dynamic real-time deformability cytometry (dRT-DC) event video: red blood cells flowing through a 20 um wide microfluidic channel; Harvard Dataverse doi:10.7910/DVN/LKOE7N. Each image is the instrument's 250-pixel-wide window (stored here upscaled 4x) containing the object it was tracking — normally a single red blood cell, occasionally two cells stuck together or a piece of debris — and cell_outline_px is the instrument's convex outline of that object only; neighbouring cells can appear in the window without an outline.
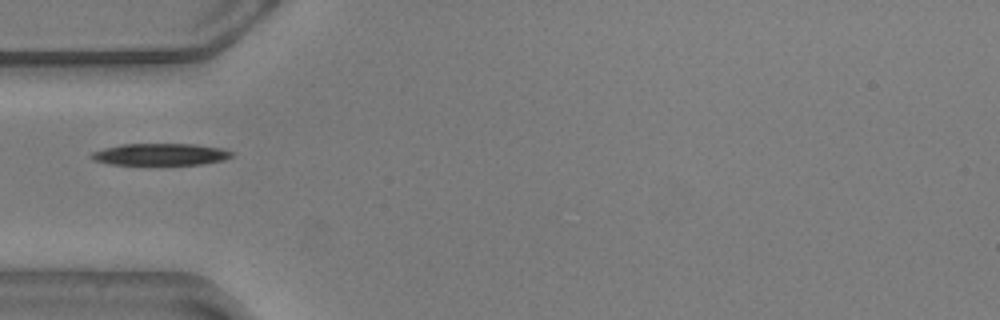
{"species": "common noctule bat (a hibernating species)", "species_latin": "Nyctalus noctula", "temperature_condition": "warm", "stored_images_in_passage": 23, "camera_frame_rate_fps": 3000, "um_per_image_px": 0.085, "animal": {"sex": "male", "body_mass_g": 20.5, "forearm_length_mm": 52.5}, "frame": {"image": 1, "passage_image": 1, "time_ms": 0.0, "image_size_px": [1000, 320], "cell_outline_px": [[232, 156], [224, 160], [204, 164], [108, 164], [92, 160], [88, 156], [92, 152], [104, 148], [120, 144], [196, 144], [224, 148], [232, 152]], "centroid_in_image_um": [13.62, 13.11], "position_along_channel_um": 71.4, "area_um2": 17.98}}